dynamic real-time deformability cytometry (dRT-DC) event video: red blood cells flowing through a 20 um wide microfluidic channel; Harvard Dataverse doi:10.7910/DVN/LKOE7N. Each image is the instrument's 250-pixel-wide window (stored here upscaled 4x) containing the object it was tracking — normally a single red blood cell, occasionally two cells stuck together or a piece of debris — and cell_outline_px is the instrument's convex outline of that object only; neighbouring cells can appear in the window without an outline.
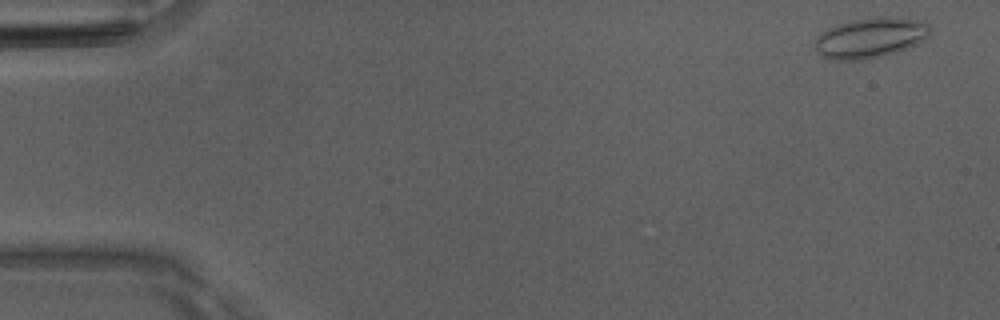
{"species": "Egyptian fruit bat (a non-hibernating species)", "species_latin": "Rousettus aegyptiacus", "temperature_condition": "room temperature", "stored_images_in_passage": 17, "camera_frame_rate_fps": 3000, "um_per_image_px": 0.085, "animal": {"sex": "male"}, "frame": {"image": 1, "passage_image": 3, "time_ms": 0.667, "image_size_px": [1000, 320], "cell_outline_px": [[932, 32], [924, 40], [908, 48], [896, 52], [868, 60], [832, 60], [816, 52], [816, 40], [828, 28], [836, 24], [852, 20], [872, 16], [888, 16], [916, 20], [928, 24], [932, 28]], "centroid_in_image_um": [74.02, 3.21], "position_along_channel_um": 11.0, "area_um2": 27.17}}